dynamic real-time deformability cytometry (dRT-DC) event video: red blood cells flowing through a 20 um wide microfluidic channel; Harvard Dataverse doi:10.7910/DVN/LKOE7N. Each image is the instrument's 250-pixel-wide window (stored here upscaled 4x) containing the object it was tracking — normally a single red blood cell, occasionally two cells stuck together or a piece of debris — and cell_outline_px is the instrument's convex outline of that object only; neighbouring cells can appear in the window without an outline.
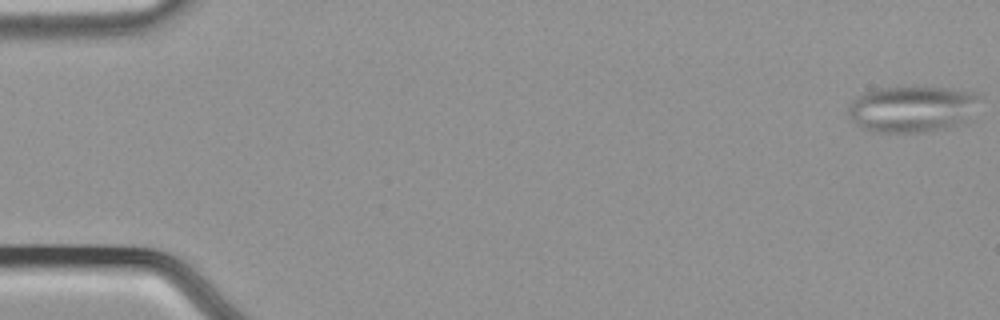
{"species": "common noctule bat (a hibernating species)", "species_latin": "Nyctalus noctula", "temperature_condition": "cold", "stored_images_in_passage": 55, "camera_frame_rate_fps": 3000, "um_per_image_px": 0.085, "animal": {"sex": "male", "body_mass_g": 21.5, "forearm_length_mm": 52.0}, "frame": {"image": 1, "passage_image": 1, "time_ms": 0.0, "image_size_px": [1000, 320], "cell_outline_px": [[984, 96], [976, 120], [968, 124], [948, 128], [924, 132], [872, 132], [860, 128], [852, 120], [848, 112], [848, 104], [856, 96], [864, 92], [876, 88], [952, 88], [976, 92]], "centroid_in_image_um": [77.7, 9.28], "position_along_channel_um": 7.3, "area_um2": 37.05}}
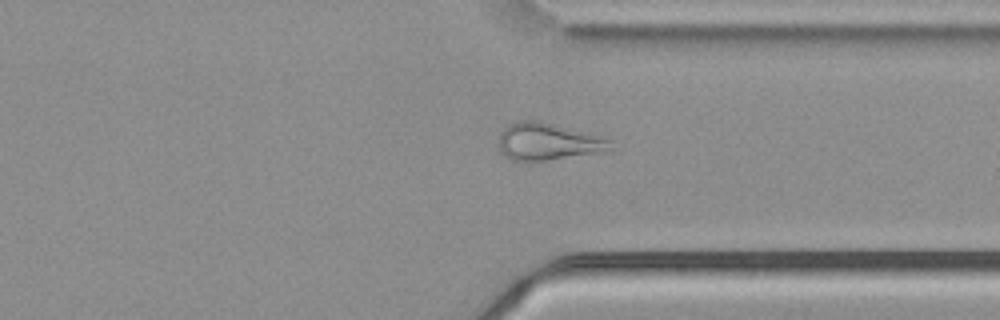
{"frame": {"image": 2, "passage_image": 42, "time_ms": 13.667, "image_size_px": [1000, 320], "cell_outline_px": [[612, 148], [608, 152], [548, 160], [512, 160], [504, 156], [500, 152], [500, 132], [508, 124], [520, 120], [532, 120], [552, 124], [600, 136], [612, 140]], "centroid_in_image_um": [46.61, 12.05], "position_along_channel_um": 364.8, "area_um2": 24.1}}
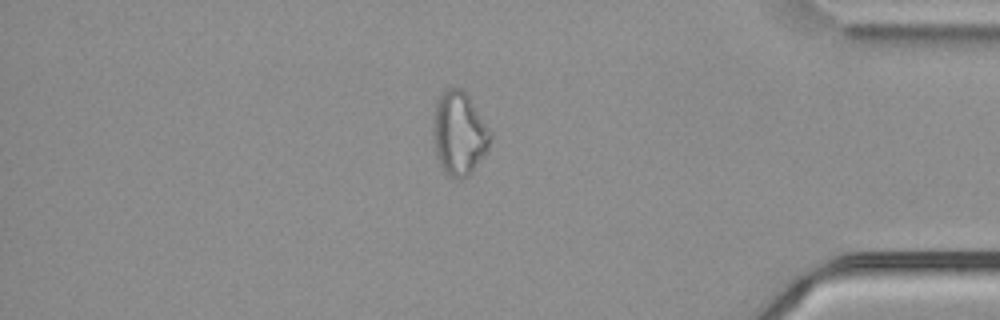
{"frame": {"image": 3, "passage_image": 47, "time_ms": 15.333, "image_size_px": [1000, 320], "cell_outline_px": [[492, 136], [488, 148], [484, 156], [472, 172], [468, 176], [460, 180], [444, 172], [436, 156], [432, 140], [432, 120], [436, 100], [444, 88], [460, 88], [468, 92], [488, 128]], "centroid_in_image_um": [38.99, 11.31], "position_along_channel_um": 396.2, "area_um2": 28.44}, "authors_computed_cell_mechanics": {"area_um2": 28.4376, "velocity_mm_per_s": 3.7618, "shape_relaxation_time_tau1_ms": null, "shape_relaxation_time_tau2_ms": 4.1557, "deformation_change_tau1": null, "deformation_change_tau2": 0.1326}}